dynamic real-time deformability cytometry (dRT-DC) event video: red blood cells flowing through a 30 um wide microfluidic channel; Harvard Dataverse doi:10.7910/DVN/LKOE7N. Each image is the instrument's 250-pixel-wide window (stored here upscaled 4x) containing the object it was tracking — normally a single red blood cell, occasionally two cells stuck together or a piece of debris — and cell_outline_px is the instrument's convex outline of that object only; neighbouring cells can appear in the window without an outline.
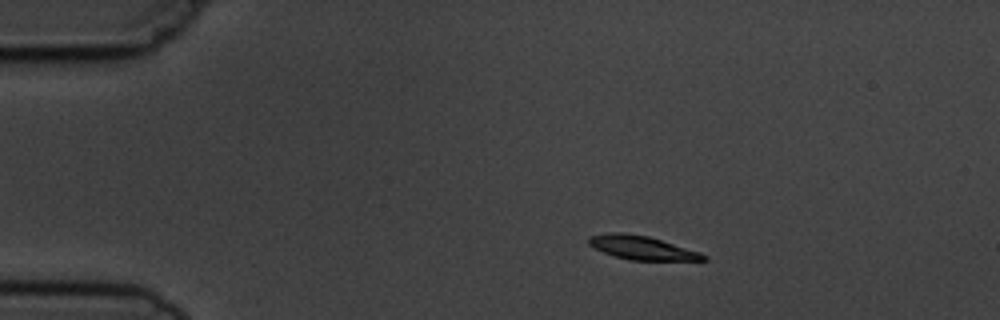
{"species": "common noctule bat (a hibernating species)", "species_latin": "Nyctalus noctula", "temperature_condition": "cold", "stored_images_in_passage": 10, "camera_frame_rate_fps": 3000, "um_per_image_px": 0.085, "animal": {"sex": "male", "body_mass_g": 19.5, "forearm_length_mm": 54.6}, "frame": {"image": 1, "passage_image": 2, "time_ms": 1.0, "image_size_px": [1000, 320], "cell_outline_px": [[708, 260], [628, 260], [604, 252], [588, 244], [588, 236], [612, 232], [620, 232], [648, 236], [700, 252], [708, 256]], "centroid_in_image_um": [54.57, 21.05], "position_along_channel_um": 30.4, "area_um2": 15.66}}
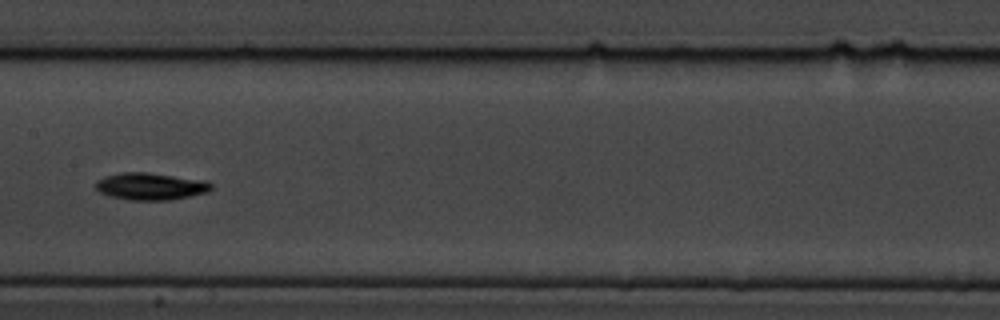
{"frame": {"image": 2, "passage_image": 7, "time_ms": 7.0, "image_size_px": [1000, 320], "cell_outline_px": [[212, 188], [208, 192], [172, 200], [128, 200], [108, 196], [100, 192], [96, 188], [96, 180], [104, 176], [120, 172], [148, 172], [208, 180], [212, 184]], "centroid_in_image_um": [12.81, 15.83], "position_along_channel_um": 194.6, "area_um2": 18.61}}
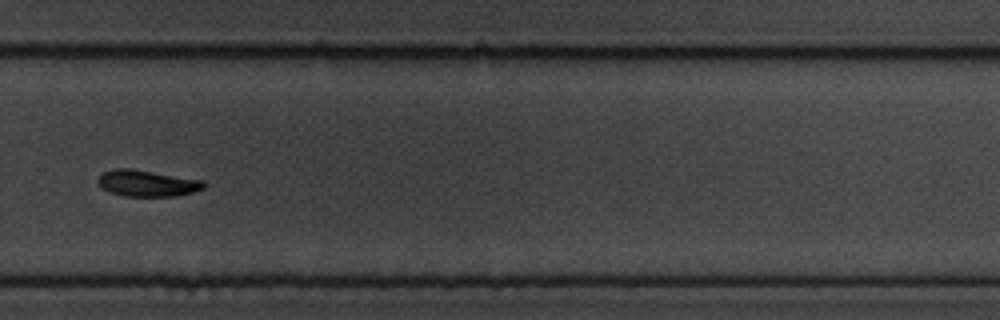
{"frame": {"image": 3, "passage_image": 10, "time_ms": 10.333, "image_size_px": [1000, 320], "cell_outline_px": [[208, 184], [204, 188], [192, 192], [176, 196], [124, 196], [108, 192], [100, 188], [96, 180], [104, 172], [116, 168], [132, 168], [204, 180]], "centroid_in_image_um": [12.51, 15.57], "position_along_channel_um": 317.3, "area_um2": 16.53}}